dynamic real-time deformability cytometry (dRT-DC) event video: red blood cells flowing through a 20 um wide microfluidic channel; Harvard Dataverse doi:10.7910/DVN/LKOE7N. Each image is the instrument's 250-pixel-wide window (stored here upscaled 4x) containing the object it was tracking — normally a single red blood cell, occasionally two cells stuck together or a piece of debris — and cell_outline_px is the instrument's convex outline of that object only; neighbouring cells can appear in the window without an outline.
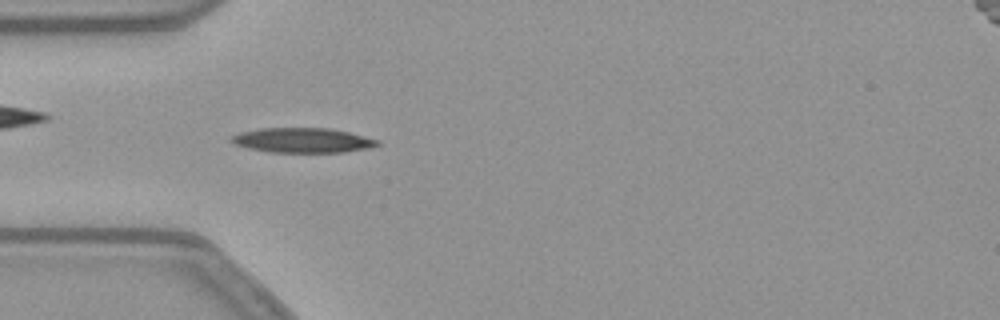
{"species": "common noctule bat (a hibernating species)", "species_latin": "Nyctalus noctula", "temperature_condition": "warm", "stored_images_in_passage": 53, "camera_frame_rate_fps": 3000, "um_per_image_px": 0.085, "animal": {"sex": "female", "body_mass_g": 21.9}, "frame": {"image": 1, "passage_image": 15, "time_ms": 4.667, "image_size_px": [1000, 320], "cell_outline_px": [[380, 144], [364, 148], [344, 152], [268, 152], [248, 148], [236, 144], [228, 140], [232, 136], [240, 132], [260, 128], [328, 128], [348, 132], [380, 140]], "centroid_in_image_um": [25.68, 11.92], "position_along_channel_um": 59.3, "area_um2": 20.92}}
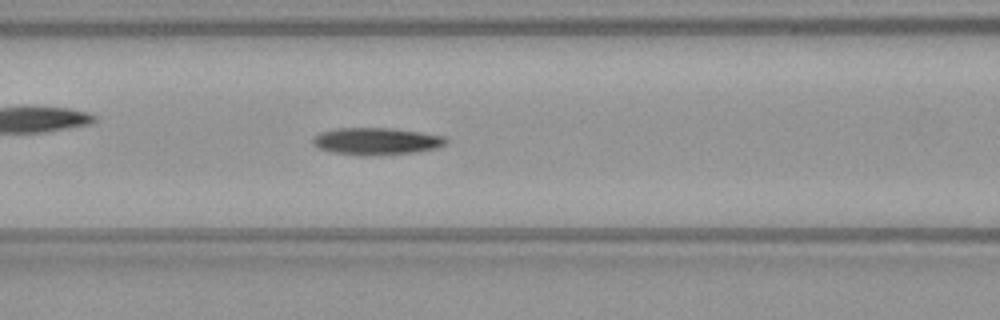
{"frame": {"image": 2, "passage_image": 21, "time_ms": 6.667, "image_size_px": [1000, 320], "cell_outline_px": [[448, 144], [436, 148], [416, 152], [380, 156], [356, 156], [332, 152], [320, 148], [312, 144], [312, 140], [320, 132], [336, 128], [392, 128], [420, 132], [444, 136], [448, 140]], "centroid_in_image_um": [32.01, 12.02], "position_along_channel_um": 134.6, "area_um2": 21.39}}
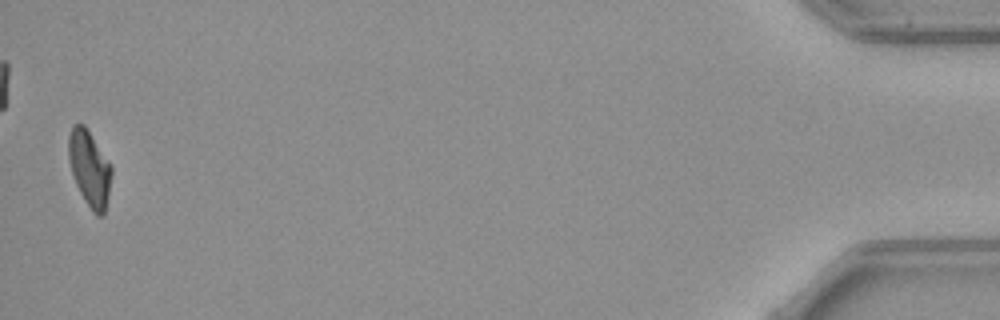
{"frame": {"image": 3, "passage_image": 52, "time_ms": 17.0, "image_size_px": [1000, 320], "cell_outline_px": [[112, 176], [104, 216], [96, 216], [92, 212], [84, 200], [76, 184], [72, 172], [68, 156], [68, 136], [72, 124], [84, 124], [112, 164]], "centroid_in_image_um": [7.62, 14.32], "position_along_channel_um": 427.6, "area_um2": 19.25}, "authors_computed_cell_mechanics": {"area_um2": 20.3456, "velocity_mm_per_s": 3.8053, "shape_relaxation_time_tau1_ms": 6.2134, "shape_relaxation_time_tau2_ms": null, "deformation_change_tau1": 0.1781, "deformation_change_tau2": null}}